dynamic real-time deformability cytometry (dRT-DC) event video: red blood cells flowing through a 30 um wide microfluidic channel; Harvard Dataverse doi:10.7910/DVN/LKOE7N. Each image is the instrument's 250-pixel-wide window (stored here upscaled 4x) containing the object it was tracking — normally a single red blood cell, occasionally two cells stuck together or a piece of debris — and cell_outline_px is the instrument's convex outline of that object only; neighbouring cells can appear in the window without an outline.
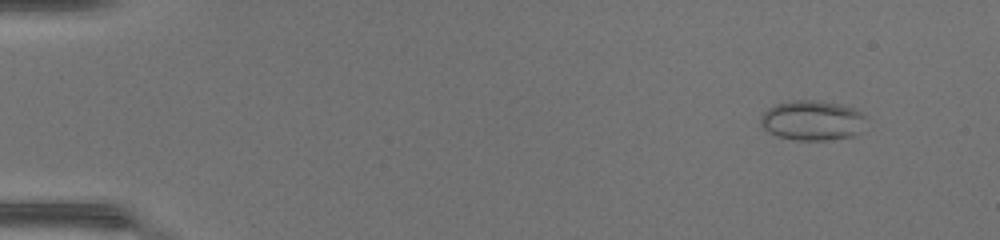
{"species": "common noctule bat (a hibernating species)", "species_latin": "Nyctalus noctula", "temperature_condition": "warm", "stored_images_in_passage": 48, "camera_frame_rate_fps": 3000, "um_per_image_px": 0.085, "animal": {"sex": "female", "body_mass_g": 17.0, "forearm_length_mm": 48.0}, "frame": {"image": 1, "passage_image": 5, "time_ms": 1.333, "image_size_px": [1000, 240], "cell_outline_px": [[864, 116], [860, 132], [856, 136], [828, 140], [796, 140], [780, 136], [768, 132], [760, 124], [760, 116], [768, 108], [776, 104], [792, 100], [812, 100], [840, 104], [856, 108]], "centroid_in_image_um": [69.03, 10.24], "position_along_channel_um": 16.0, "area_um2": 24.51}}
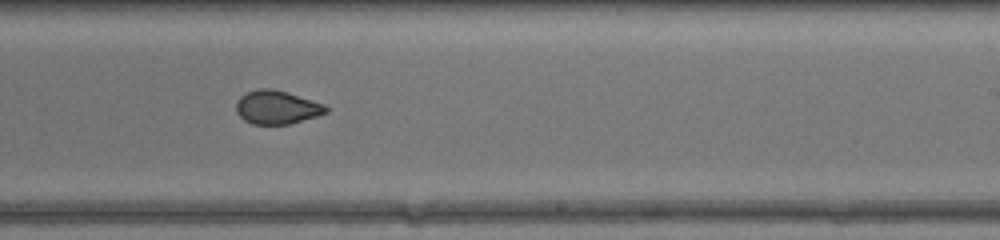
{"frame": {"image": 2, "passage_image": 31, "time_ms": 10.0, "image_size_px": [1000, 240], "cell_outline_px": [[328, 112], [316, 116], [288, 124], [252, 124], [244, 120], [236, 112], [236, 104], [240, 96], [248, 92], [260, 88], [272, 88], [324, 104], [328, 108]], "centroid_in_image_um": [23.51, 9.12], "position_along_channel_um": 265.5, "area_um2": 17.28}}
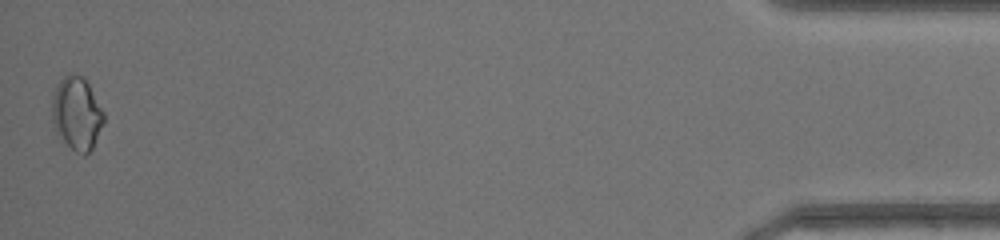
{"frame": {"image": 3, "passage_image": 48, "time_ms": 15.667, "image_size_px": [1000, 240], "cell_outline_px": [[104, 120], [92, 148], [84, 156], [76, 152], [56, 132], [52, 116], [52, 96], [60, 80], [68, 72], [84, 76], [104, 112]], "centroid_in_image_um": [6.52, 9.6], "position_along_channel_um": 428.7, "area_um2": 21.79}}